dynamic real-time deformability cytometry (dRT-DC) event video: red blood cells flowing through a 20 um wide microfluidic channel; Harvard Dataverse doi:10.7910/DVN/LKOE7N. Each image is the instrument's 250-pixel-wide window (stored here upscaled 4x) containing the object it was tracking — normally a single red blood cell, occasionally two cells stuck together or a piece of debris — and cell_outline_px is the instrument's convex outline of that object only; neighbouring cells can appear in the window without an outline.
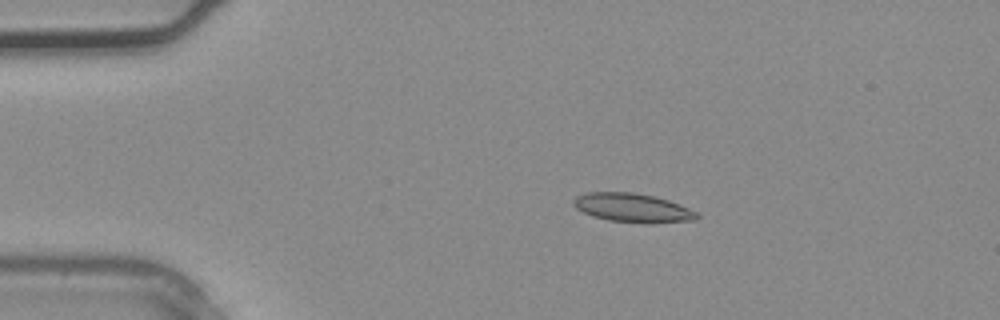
{"species": "common noctule bat (a hibernating species)", "species_latin": "Nyctalus noctula", "temperature_condition": "warm", "stored_images_in_passage": 2, "camera_frame_rate_fps": 3000, "um_per_image_px": 0.085, "animal": {"sex": "male", "body_mass_g": 20.4}, "frame": {"image": 1, "passage_image": 2, "time_ms": 0.333, "image_size_px": [1000, 320], "cell_outline_px": [[700, 216], [696, 220], [652, 224], [648, 224], [608, 220], [592, 216], [576, 208], [572, 204], [572, 200], [576, 196], [588, 192], [632, 192], [652, 196], [668, 200], [680, 204], [696, 212]], "centroid_in_image_um": [53.78, 17.68], "position_along_channel_um": 31.2, "area_um2": 20.92}}